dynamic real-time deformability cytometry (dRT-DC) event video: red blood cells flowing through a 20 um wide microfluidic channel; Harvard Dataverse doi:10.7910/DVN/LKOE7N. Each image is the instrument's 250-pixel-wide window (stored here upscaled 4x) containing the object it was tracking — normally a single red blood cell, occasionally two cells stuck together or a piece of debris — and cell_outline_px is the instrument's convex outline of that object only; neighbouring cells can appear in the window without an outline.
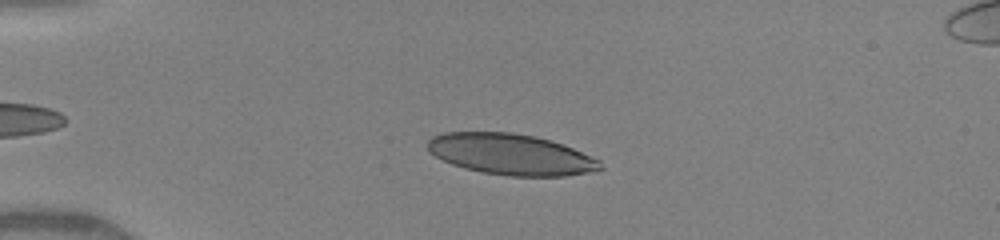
{"species": "human", "species_latin": "Homo sapiens", "temperature_condition": "warm", "stored_images_in_passage": 38, "camera_frame_rate_fps": 3000, "um_per_image_px": 0.085, "donor": {"sex": "female"}, "frame": {"image": 1, "passage_image": 17, "time_ms": 3.333, "image_size_px": [1000, 240], "cell_outline_px": [[604, 168], [588, 172], [564, 176], [508, 176], [484, 172], [464, 168], [452, 164], [428, 152], [428, 140], [432, 136], [444, 132], [512, 132], [536, 136], [564, 144], [600, 160]], "centroid_in_image_um": [43.43, 13.11], "position_along_channel_um": 41.6, "area_um2": 41.27}}
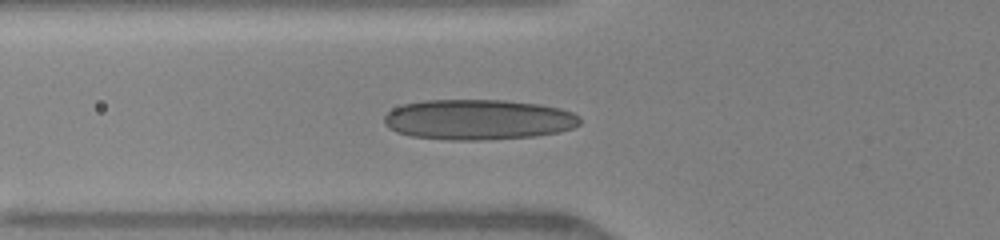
{"frame": {"image": 2, "passage_image": 26, "time_ms": 5.333, "image_size_px": [1000, 240], "cell_outline_px": [[580, 124], [572, 128], [560, 132], [536, 136], [484, 140], [448, 140], [412, 136], [396, 132], [388, 128], [384, 124], [384, 116], [392, 108], [404, 104], [424, 100], [504, 100], [540, 104], [560, 108], [572, 112], [580, 116]], "centroid_in_image_um": [40.65, 10.17], "position_along_channel_um": 85.1, "area_um2": 46.41}}
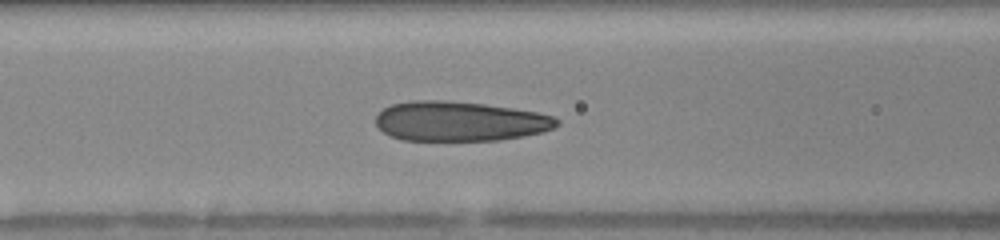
{"frame": {"image": 3, "passage_image": 31, "time_ms": 6.333, "image_size_px": [1000, 240], "cell_outline_px": [[560, 124], [544, 132], [524, 136], [500, 140], [400, 140], [384, 132], [376, 124], [376, 116], [384, 108], [392, 104], [412, 100], [448, 100], [484, 104], [512, 108], [536, 112], [552, 116], [560, 120]], "centroid_in_image_um": [39.09, 10.3], "position_along_channel_um": 127.5, "area_um2": 41.96}}